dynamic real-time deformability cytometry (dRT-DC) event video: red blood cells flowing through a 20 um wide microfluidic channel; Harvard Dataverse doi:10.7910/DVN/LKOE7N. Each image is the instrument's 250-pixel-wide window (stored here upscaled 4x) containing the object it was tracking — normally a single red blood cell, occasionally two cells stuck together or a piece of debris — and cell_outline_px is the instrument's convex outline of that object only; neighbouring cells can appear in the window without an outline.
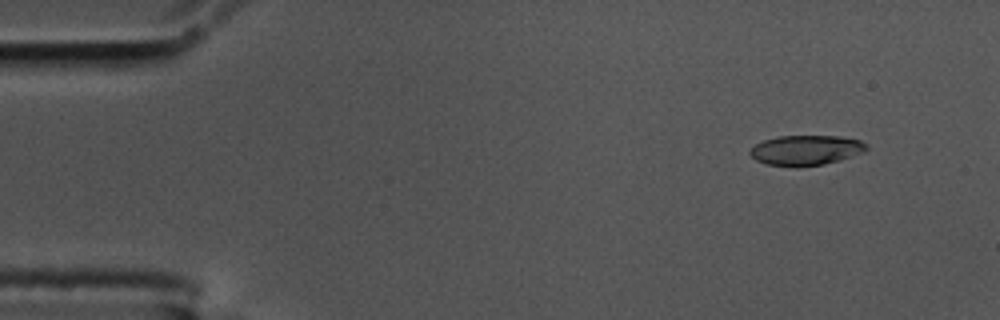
{"species": "common noctule bat (a hibernating species)", "species_latin": "Nyctalus noctula", "temperature_condition": "cold", "stored_images_in_passage": 58, "camera_frame_rate_fps": 3000, "um_per_image_px": 0.085, "animal": {"sex": "male", "body_mass_g": 17.5, "forearm_length_mm": 52.3}, "frame": {"image": 1, "passage_image": 6, "time_ms": 1.667, "image_size_px": [1000, 320], "cell_outline_px": [[868, 148], [864, 152], [840, 160], [824, 164], [796, 168], [768, 164], [756, 160], [748, 152], [756, 144], [764, 140], [780, 136], [840, 136], [860, 140], [868, 144]], "centroid_in_image_um": [68.53, 12.78], "position_along_channel_um": 16.5, "area_um2": 20.52}}
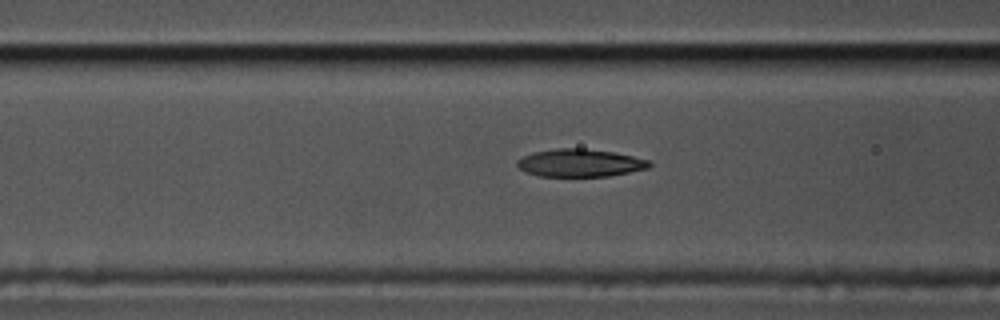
{"frame": {"image": 2, "passage_image": 23, "time_ms": 7.333, "image_size_px": [1000, 320], "cell_outline_px": [[652, 164], [648, 168], [608, 176], [540, 176], [524, 172], [516, 164], [516, 160], [524, 156], [536, 152], [556, 148], [584, 148], [612, 152], [632, 156], [648, 160]], "centroid_in_image_um": [49.27, 13.85], "position_along_channel_um": 117.3, "area_um2": 21.15}}
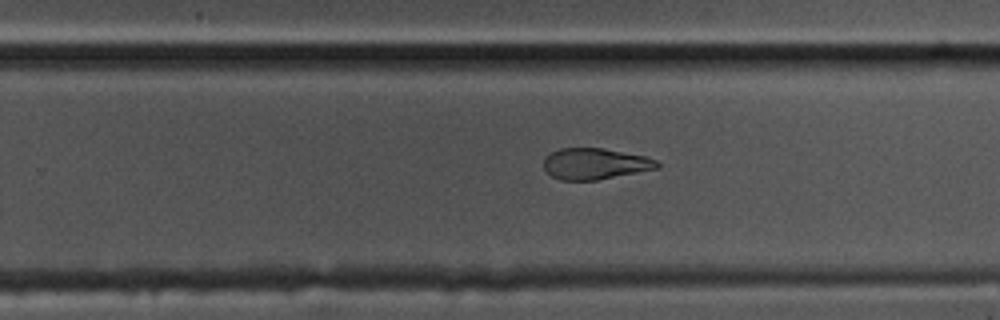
{"frame": {"image": 3, "passage_image": 37, "time_ms": 12.0, "image_size_px": [1000, 320], "cell_outline_px": [[660, 168], [596, 180], [560, 180], [552, 176], [544, 168], [544, 156], [560, 148], [604, 148], [644, 156], [656, 160], [660, 164]], "centroid_in_image_um": [50.57, 13.92], "position_along_channel_um": 279.2, "area_um2": 20.58}, "authors_computed_cell_mechanics": {"area_um2": 21.4438, "velocity_mm_per_s": 3.4698, "shape_relaxation_time_tau1_ms": 5.8674, "shape_relaxation_time_tau2_ms": 4.0579, "deformation_change_tau1": 0.1922, "deformation_change_tau2": 0.1249}}